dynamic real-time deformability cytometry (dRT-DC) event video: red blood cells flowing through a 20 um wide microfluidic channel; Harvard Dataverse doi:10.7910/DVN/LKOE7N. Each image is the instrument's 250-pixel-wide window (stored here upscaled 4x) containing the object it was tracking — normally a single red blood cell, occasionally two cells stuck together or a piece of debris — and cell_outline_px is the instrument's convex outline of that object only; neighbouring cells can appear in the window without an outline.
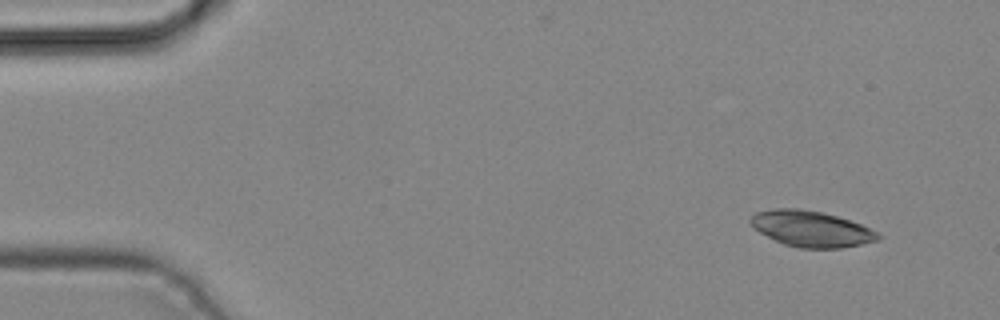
{"species": "common noctule bat (a hibernating species)", "species_latin": "Nyctalus noctula", "temperature_condition": "cold", "stored_images_in_passage": 3, "camera_frame_rate_fps": 3000, "um_per_image_px": 0.085, "animal": {"sex": "male", "body_mass_g": 19.2, "forearm_length_mm": 51.8}, "frame": {"image": 1, "passage_image": 1, "time_ms": 0.0, "image_size_px": [1000, 320], "cell_outline_px": [[880, 236], [876, 240], [860, 244], [840, 248], [800, 248], [784, 244], [760, 232], [748, 220], [756, 212], [772, 208], [800, 208], [824, 212], [860, 224], [876, 232]], "centroid_in_image_um": [68.91, 19.43], "position_along_channel_um": 16.1, "area_um2": 26.3}}